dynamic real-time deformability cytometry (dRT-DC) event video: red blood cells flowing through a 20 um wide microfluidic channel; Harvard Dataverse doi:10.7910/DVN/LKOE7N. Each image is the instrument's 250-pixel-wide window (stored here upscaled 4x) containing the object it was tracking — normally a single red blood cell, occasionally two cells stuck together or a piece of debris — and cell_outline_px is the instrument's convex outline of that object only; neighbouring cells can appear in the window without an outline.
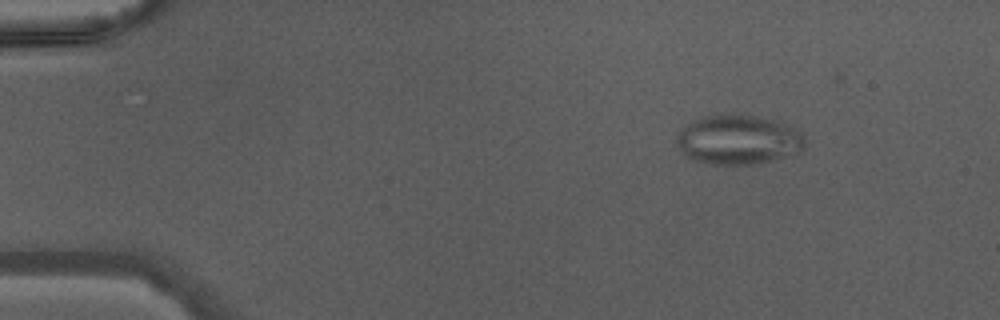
{"species": "Egyptian fruit bat (a non-hibernating species)", "species_latin": "Rousettus aegyptiacus", "temperature_condition": "warm", "stored_images_in_passage": 45, "camera_frame_rate_fps": 3000, "um_per_image_px": 0.085, "animal": {"sex": "male"}, "frame": {"image": 1, "passage_image": 6, "time_ms": 1.667, "image_size_px": [1000, 320], "cell_outline_px": [[804, 148], [796, 156], [756, 164], [708, 164], [692, 160], [680, 148], [676, 140], [676, 136], [688, 124], [700, 116], [756, 116], [776, 120], [796, 128], [804, 136]], "centroid_in_image_um": [62.83, 11.91], "position_along_channel_um": 22.2, "area_um2": 36.93}}
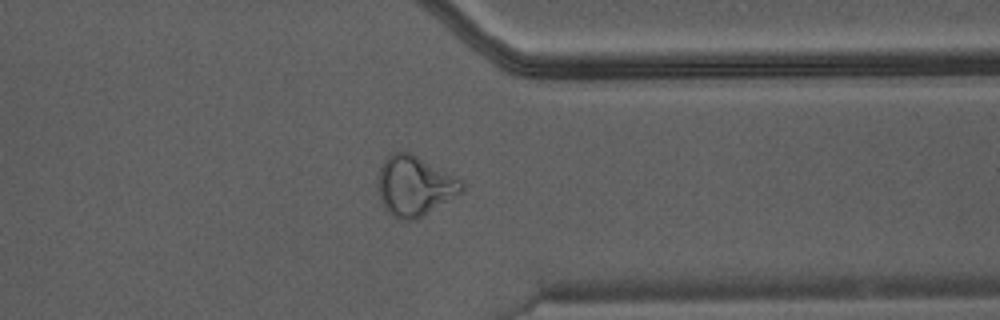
{"frame": {"image": 2, "passage_image": 36, "time_ms": 11.667, "image_size_px": [1000, 320], "cell_outline_px": [[464, 188], [456, 196], [416, 220], [400, 220], [392, 216], [384, 208], [380, 200], [380, 168], [384, 160], [392, 152], [400, 148], [464, 180]], "centroid_in_image_um": [35.25, 15.8], "position_along_channel_um": 376.1, "area_um2": 29.13}}
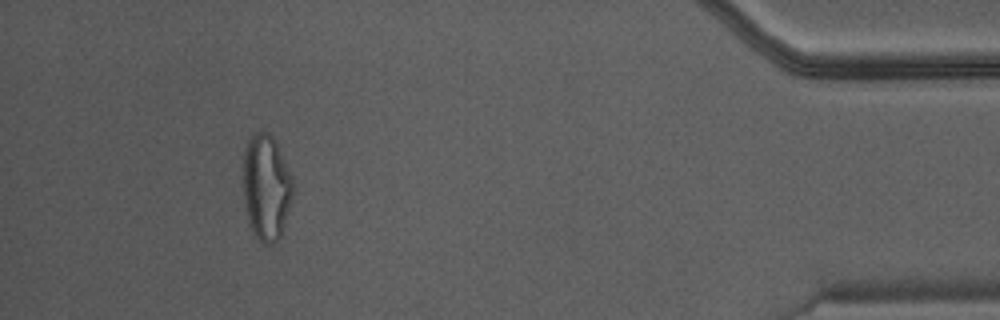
{"frame": {"image": 3, "passage_image": 42, "time_ms": 13.667, "image_size_px": [1000, 320], "cell_outline_px": [[296, 188], [280, 236], [272, 244], [264, 244], [252, 232], [248, 220], [244, 204], [240, 168], [244, 148], [252, 132], [268, 132], [272, 136], [292, 176]], "centroid_in_image_um": [22.59, 15.89], "position_along_channel_um": 412.6, "area_um2": 31.56}}